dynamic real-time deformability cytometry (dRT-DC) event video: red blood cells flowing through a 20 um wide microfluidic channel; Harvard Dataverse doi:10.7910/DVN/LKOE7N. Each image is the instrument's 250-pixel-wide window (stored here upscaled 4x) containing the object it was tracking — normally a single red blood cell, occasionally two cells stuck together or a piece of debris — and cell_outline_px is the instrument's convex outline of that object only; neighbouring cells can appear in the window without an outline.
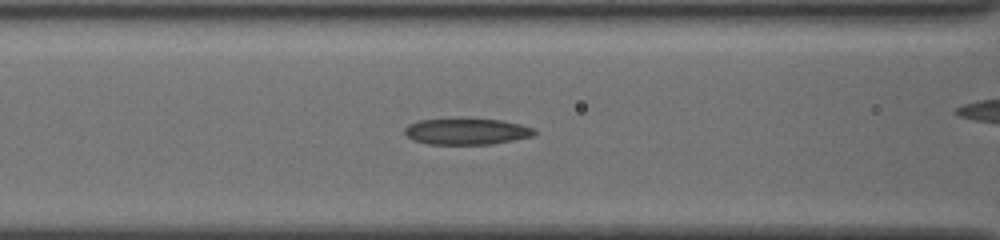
{"species": "common noctule bat (a hibernating species)", "species_latin": "Nyctalus noctula", "temperature_condition": "cold", "stored_images_in_passage": 18, "segment_of_instrument_passage": [1, 2], "camera_frame_rate_fps": 3000, "um_per_image_px": 0.085, "animal": {"sex": "female", "body_mass_g": 19.5, "forearm_length_mm": 54.1}, "frame": {"image": 1, "passage_image": 16, "time_ms": 5.0, "image_size_px": [1000, 240], "cell_outline_px": [[536, 136], [492, 144], [428, 144], [412, 140], [404, 132], [404, 128], [408, 124], [416, 120], [460, 116], [500, 120], [520, 124], [536, 128]], "centroid_in_image_um": [39.65, 11.13], "position_along_channel_um": 126.9, "area_um2": 20.87}}